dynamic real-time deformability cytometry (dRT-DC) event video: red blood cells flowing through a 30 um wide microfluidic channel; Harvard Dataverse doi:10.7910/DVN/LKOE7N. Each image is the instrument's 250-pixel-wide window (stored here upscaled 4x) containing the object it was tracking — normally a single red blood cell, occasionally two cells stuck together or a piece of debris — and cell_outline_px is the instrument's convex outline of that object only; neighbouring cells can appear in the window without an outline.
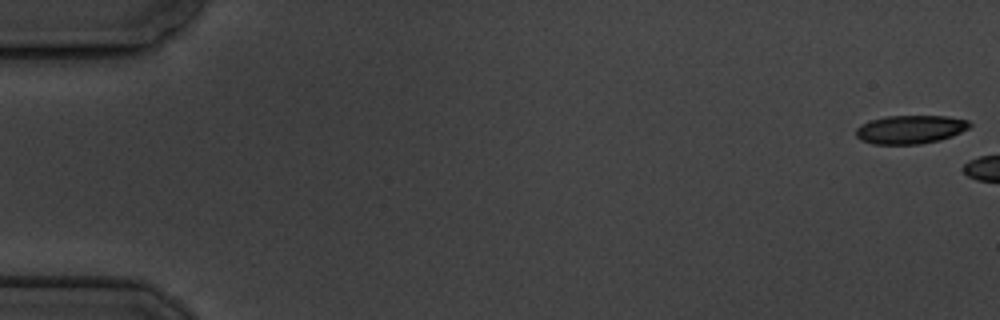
{"species": "common noctule bat (a hibernating species)", "species_latin": "Nyctalus noctula", "temperature_condition": "cold", "stored_images_in_passage": 3, "camera_frame_rate_fps": 3000, "um_per_image_px": 0.085, "animal": {"sex": "male", "body_mass_g": 19.5, "forearm_length_mm": 54.6}, "frame": {"image": 1, "passage_image": 1, "time_ms": 0.0, "image_size_px": [1000, 320], "cell_outline_px": [[972, 124], [968, 128], [952, 136], [940, 140], [920, 144], [872, 144], [860, 140], [856, 136], [856, 128], [860, 124], [868, 120], [884, 116], [948, 116], [968, 120]], "centroid_in_image_um": [77.34, 11.0], "position_along_channel_um": 7.7, "area_um2": 19.07}}